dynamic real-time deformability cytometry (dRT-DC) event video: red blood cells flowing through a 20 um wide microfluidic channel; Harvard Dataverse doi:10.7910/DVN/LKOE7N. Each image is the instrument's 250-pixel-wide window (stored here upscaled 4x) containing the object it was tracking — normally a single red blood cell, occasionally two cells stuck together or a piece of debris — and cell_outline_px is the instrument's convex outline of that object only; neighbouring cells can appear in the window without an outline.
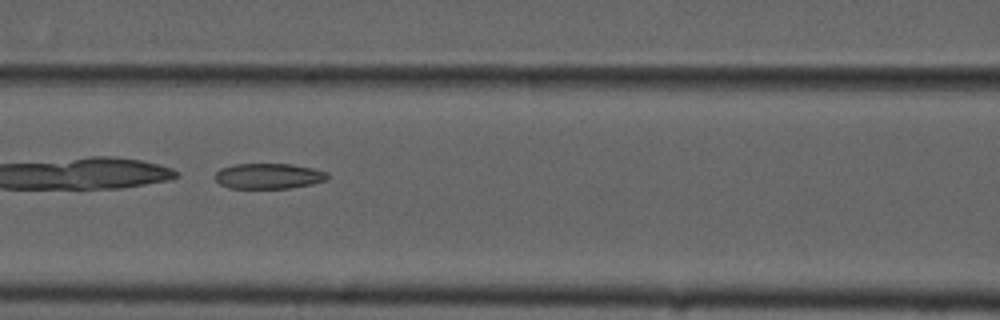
{"species": "common noctule bat (a hibernating species)", "species_latin": "Nyctalus noctula", "temperature_condition": "cold", "stored_images_in_passage": 53, "camera_frame_rate_fps": 3000, "um_per_image_px": 0.085, "animal": {"sex": "male", "forearm_length_mm": 52.5}, "frame": {"image": 1, "passage_image": 24, "time_ms": 7.667, "image_size_px": [1000, 320], "cell_outline_px": [[328, 180], [312, 184], [288, 188], [228, 188], [220, 184], [216, 180], [216, 172], [220, 168], [236, 164], [292, 164], [312, 168], [328, 172]], "centroid_in_image_um": [22.85, 14.96], "position_along_channel_um": 143.8, "area_um2": 16.7}}
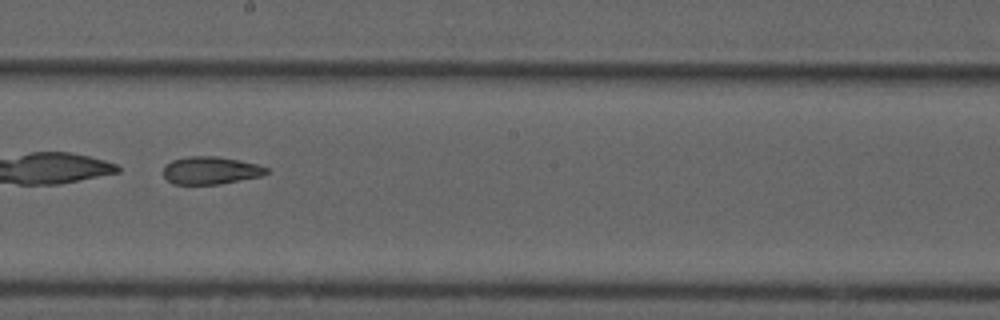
{"frame": {"image": 2, "passage_image": 31, "time_ms": 10.0, "image_size_px": [1000, 320], "cell_outline_px": [[268, 172], [260, 176], [220, 184], [172, 184], [164, 176], [164, 168], [172, 160], [188, 156], [216, 156], [240, 160], [256, 164], [268, 168]], "centroid_in_image_um": [17.9, 14.48], "position_along_channel_um": 230.3, "area_um2": 16.47}}
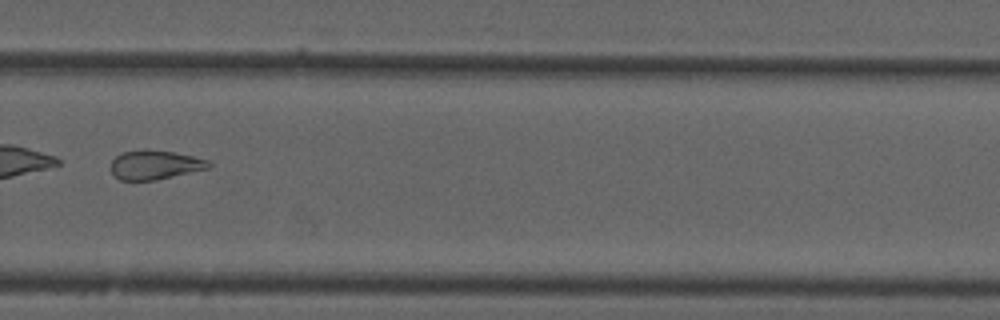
{"frame": {"image": 3, "passage_image": 38, "time_ms": 12.333, "image_size_px": [1000, 320], "cell_outline_px": [[212, 168], [156, 180], [120, 180], [112, 176], [108, 168], [112, 160], [116, 156], [124, 152], [144, 148], [172, 152], [192, 156], [208, 160], [212, 164]], "centroid_in_image_um": [13.14, 14.02], "position_along_channel_um": 316.7, "area_um2": 17.05}}